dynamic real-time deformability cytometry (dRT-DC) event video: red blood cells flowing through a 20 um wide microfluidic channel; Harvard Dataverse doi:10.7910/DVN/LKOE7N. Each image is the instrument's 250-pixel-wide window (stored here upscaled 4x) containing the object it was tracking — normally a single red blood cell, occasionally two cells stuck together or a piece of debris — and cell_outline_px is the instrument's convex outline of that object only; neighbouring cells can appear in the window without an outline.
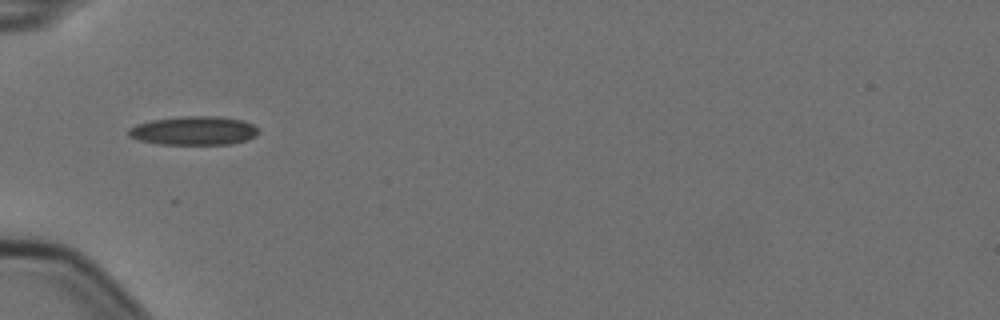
{"species": "Egyptian fruit bat (a non-hibernating species)", "species_latin": "Rousettus aegyptiacus", "temperature_condition": "cold", "stored_images_in_passage": 4, "camera_frame_rate_fps": 3000, "um_per_image_px": 0.085, "animal": {"sex": "female"}, "frame": {"image": 1, "passage_image": 1, "time_ms": 0.0, "image_size_px": [1000, 320], "cell_outline_px": [[260, 132], [256, 136], [248, 140], [232, 144], [160, 144], [140, 140], [128, 136], [128, 128], [136, 124], [152, 120], [184, 116], [220, 116], [244, 120], [252, 124]], "centroid_in_image_um": [16.51, 11.1], "position_along_channel_um": 68.5, "area_um2": 21.91}}
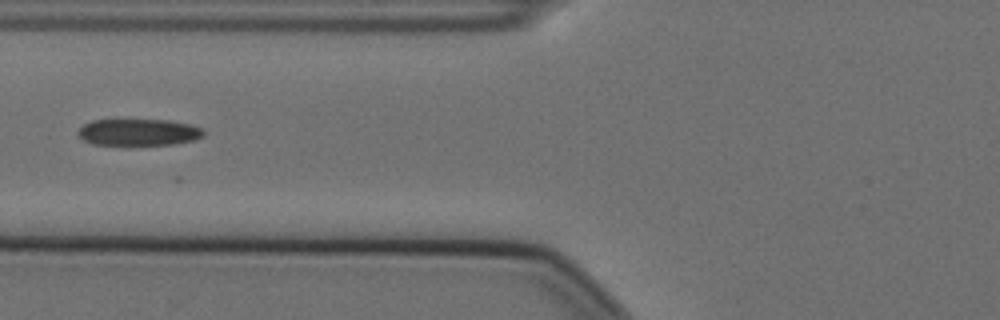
{"frame": {"image": 2, "passage_image": 2, "time_ms": 0.333, "image_size_px": [1000, 320], "cell_outline_px": [[204, 136], [192, 140], [172, 144], [92, 144], [84, 140], [76, 132], [84, 124], [92, 120], [172, 120], [188, 124], [200, 128], [204, 132]], "centroid_in_image_um": [11.76, 11.23], "position_along_channel_um": 114.0, "area_um2": 19.19}}